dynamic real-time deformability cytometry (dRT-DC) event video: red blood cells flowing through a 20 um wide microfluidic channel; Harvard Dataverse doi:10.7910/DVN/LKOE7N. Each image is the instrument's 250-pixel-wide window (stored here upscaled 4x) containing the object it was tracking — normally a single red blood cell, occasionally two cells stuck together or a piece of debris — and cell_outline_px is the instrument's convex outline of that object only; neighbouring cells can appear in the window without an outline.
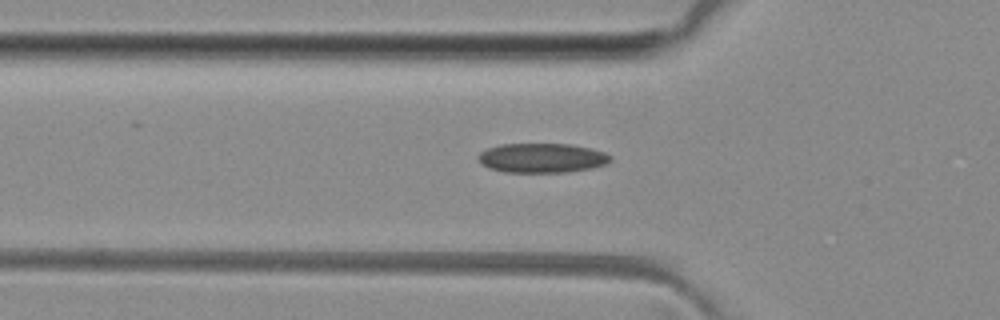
{"species": "common noctule bat (a hibernating species)", "species_latin": "Nyctalus noctula", "temperature_condition": "room temperature", "stored_images_in_passage": 35, "camera_frame_rate_fps": 3000, "um_per_image_px": 0.085, "animal": {"sex": "female", "body_mass_g": 29.2, "forearm_length_mm": 56.3}, "frame": {"image": 1, "passage_image": 7, "time_ms": 2.0, "image_size_px": [1000, 320], "cell_outline_px": [[612, 160], [604, 164], [592, 168], [568, 172], [504, 172], [488, 168], [476, 156], [480, 152], [488, 148], [500, 144], [572, 144], [592, 148], [604, 152], [612, 156]], "centroid_in_image_um": [46.09, 13.42], "position_along_channel_um": 79.7, "area_um2": 22.77}}
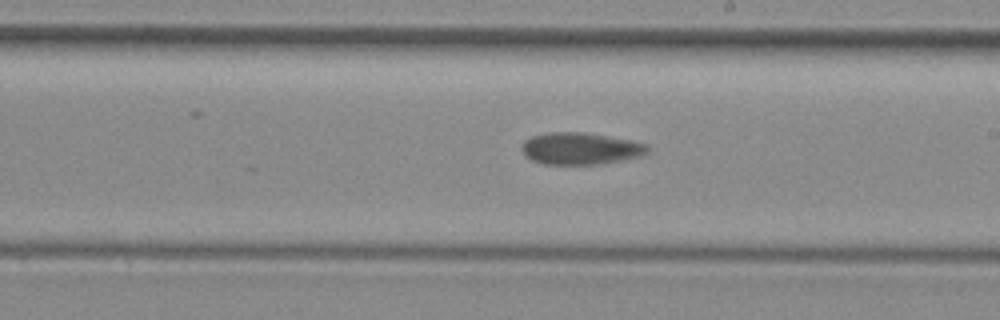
{"frame": {"image": 2, "passage_image": 19, "time_ms": 6.0, "image_size_px": [1000, 320], "cell_outline_px": [[648, 152], [640, 156], [624, 160], [604, 164], [544, 164], [532, 160], [520, 148], [524, 140], [532, 136], [548, 132], [584, 132], [628, 140], [644, 144], [648, 148]], "centroid_in_image_um": [49.31, 12.63], "position_along_channel_um": 239.7, "area_um2": 23.24}}
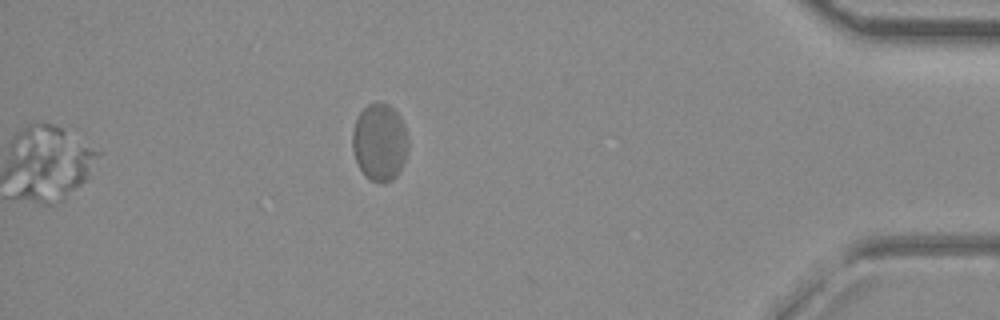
{"frame": {"image": 3, "passage_image": 35, "time_ms": 11.333, "image_size_px": [1000, 320], "cell_outline_px": [[408, 148], [404, 164], [396, 176], [392, 180], [384, 184], [380, 184], [364, 176], [356, 160], [352, 148], [352, 132], [356, 120], [360, 112], [368, 104], [388, 104], [396, 112], [404, 124], [408, 140]], "centroid_in_image_um": [32.28, 12.13], "position_along_channel_um": 402.9, "area_um2": 25.14}, "authors_computed_cell_mechanics": {"area_um2": 23.2934, "velocity_mm_per_s": 3.9986, "shape_relaxation_time_tau1_ms": null, "shape_relaxation_time_tau2_ms": 1.0921, "deformation_change_tau1": null, "deformation_change_tau2": 0.0462}}